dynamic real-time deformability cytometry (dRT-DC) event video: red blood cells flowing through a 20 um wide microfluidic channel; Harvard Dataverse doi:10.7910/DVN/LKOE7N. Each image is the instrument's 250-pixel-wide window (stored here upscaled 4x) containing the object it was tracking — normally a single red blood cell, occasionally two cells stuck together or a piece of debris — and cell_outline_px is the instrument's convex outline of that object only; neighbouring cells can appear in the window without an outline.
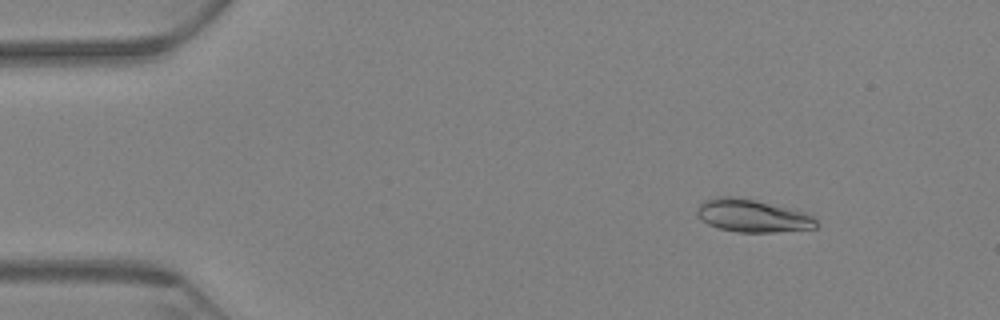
{"species": "Egyptian fruit bat (a non-hibernating species)", "species_latin": "Rousettus aegyptiacus", "temperature_condition": "warm", "stored_images_in_passage": 67, "camera_frame_rate_fps": 3000, "um_per_image_px": 0.085, "animal": {"sex": "female"}, "frame": {"image": 1, "passage_image": 9, "time_ms": 2.667, "image_size_px": [1000, 320], "cell_outline_px": [[820, 224], [816, 228], [776, 232], [736, 232], [720, 228], [708, 224], [696, 212], [696, 208], [704, 200], [716, 196], [732, 196], [792, 208], [808, 212], [816, 216]], "centroid_in_image_um": [64.05, 18.34], "position_along_channel_um": 21.0, "area_um2": 22.95}}
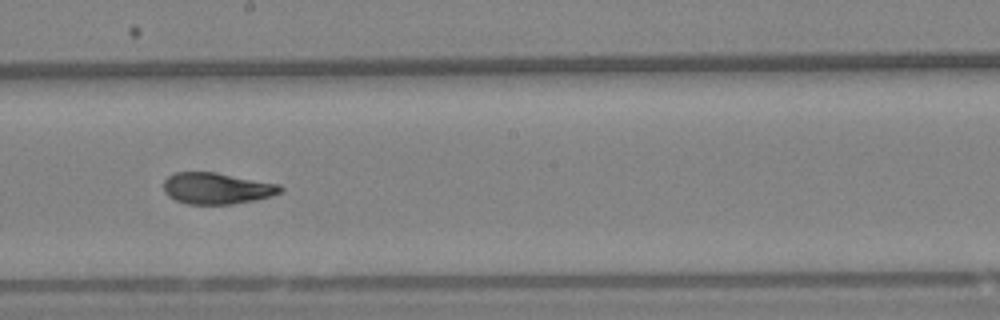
{"frame": {"image": 2, "passage_image": 38, "time_ms": 12.333, "image_size_px": [1000, 320], "cell_outline_px": [[284, 188], [280, 192], [272, 196], [256, 200], [232, 204], [188, 204], [176, 200], [168, 196], [164, 192], [164, 180], [168, 176], [176, 172], [216, 172], [280, 184]], "centroid_in_image_um": [18.44, 16.01], "position_along_channel_um": 229.8, "area_um2": 21.44}}
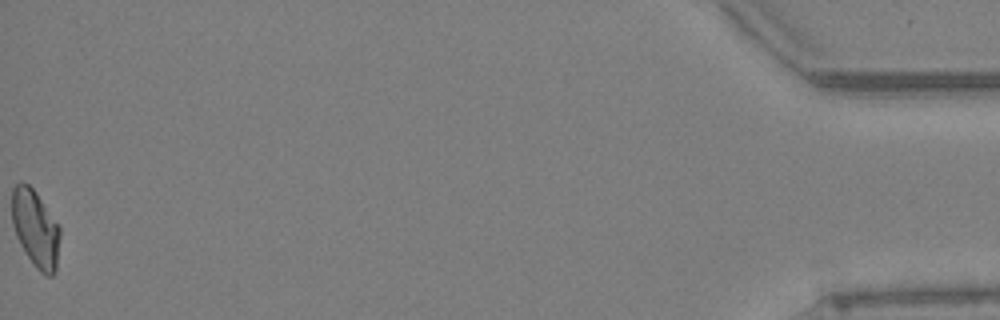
{"frame": {"image": 3, "passage_image": 67, "time_ms": 22.0, "image_size_px": [1000, 320], "cell_outline_px": [[60, 236], [56, 272], [52, 276], [48, 276], [40, 272], [36, 268], [24, 252], [16, 236], [12, 224], [12, 188], [16, 184], [28, 184], [36, 192], [60, 228]], "centroid_in_image_um": [3.01, 19.47], "position_along_channel_um": 432.2, "area_um2": 21.56}, "authors_computed_cell_mechanics": {"area_um2": 21.8484, "velocity_mm_per_s": 3.123, "shape_relaxation_time_tau1_ms": 8.7374, "shape_relaxation_time_tau2_ms": 1.8771, "deformation_change_tau1": 0.2152, "deformation_change_tau2": 0.0682}}